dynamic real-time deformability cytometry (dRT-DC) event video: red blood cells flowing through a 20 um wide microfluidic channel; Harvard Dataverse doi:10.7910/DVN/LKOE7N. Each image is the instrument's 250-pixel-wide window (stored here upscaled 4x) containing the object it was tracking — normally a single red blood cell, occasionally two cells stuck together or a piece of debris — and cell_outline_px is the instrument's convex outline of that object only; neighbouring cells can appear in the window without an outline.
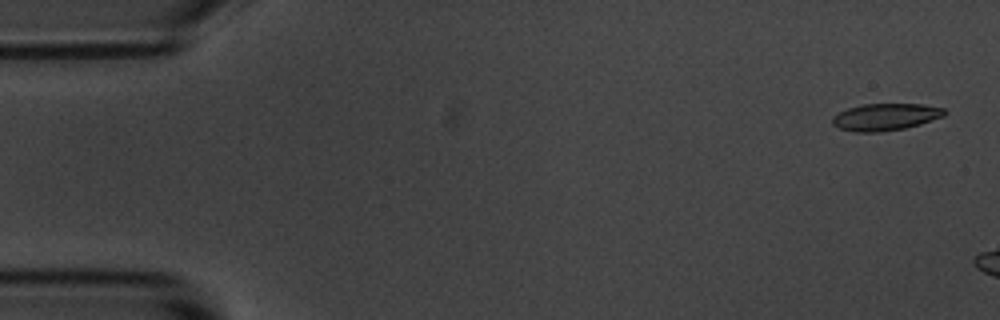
{"species": "common noctule bat (a hibernating species)", "species_latin": "Nyctalus noctula", "temperature_condition": "room temperature", "stored_images_in_passage": 3, "camera_frame_rate_fps": 3000, "um_per_image_px": 0.085, "animal": {"sex": "male", "body_mass_g": 20.1, "forearm_length_mm": 53.5}, "frame": {"image": 1, "passage_image": 1, "time_ms": 0.0, "image_size_px": [1000, 320], "cell_outline_px": [[948, 112], [944, 116], [920, 124], [904, 128], [880, 132], [856, 132], [840, 128], [832, 124], [832, 116], [848, 108], [864, 104], [920, 104], [944, 108]], "centroid_in_image_um": [75.27, 9.94], "position_along_channel_um": 9.7, "area_um2": 17.57}}